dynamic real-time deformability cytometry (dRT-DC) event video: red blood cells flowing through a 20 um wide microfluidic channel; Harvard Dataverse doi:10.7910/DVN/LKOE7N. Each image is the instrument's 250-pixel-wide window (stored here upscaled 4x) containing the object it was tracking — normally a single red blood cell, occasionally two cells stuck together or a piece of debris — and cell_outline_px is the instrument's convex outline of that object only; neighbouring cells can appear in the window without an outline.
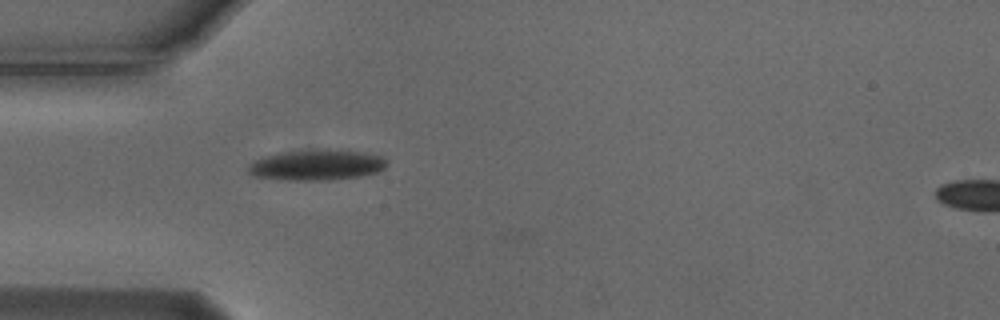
{"species": "Egyptian fruit bat (a non-hibernating species)", "species_latin": "Rousettus aegyptiacus", "temperature_condition": "cold", "stored_images_in_passage": 31, "camera_frame_rate_fps": 3000, "um_per_image_px": 0.085, "animal": {"sex": "male"}, "frame": {"image": 1, "passage_image": 1, "time_ms": 0.0, "image_size_px": [1000, 320], "cell_outline_px": [[388, 164], [384, 168], [376, 172], [360, 176], [332, 180], [276, 180], [252, 176], [248, 172], [248, 164], [264, 156], [280, 152], [328, 148], [364, 152], [384, 156], [388, 160]], "centroid_in_image_um": [26.92, 14.02], "position_along_channel_um": 58.1, "area_um2": 25.32}}
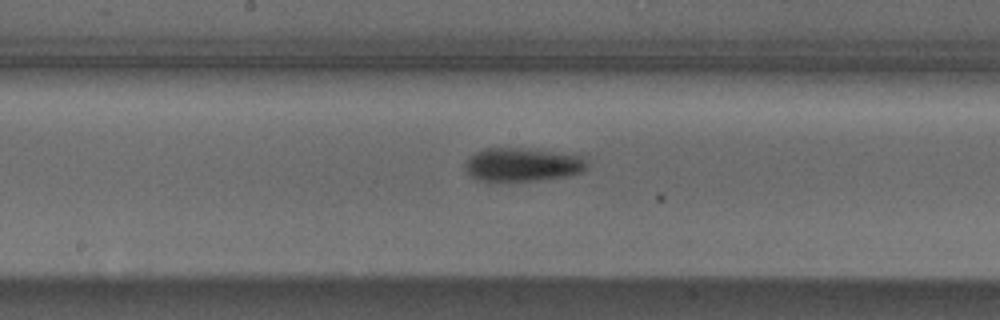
{"frame": {"image": 2, "passage_image": 13, "time_ms": 4.0, "image_size_px": [1000, 320], "cell_outline_px": [[588, 168], [580, 172], [568, 176], [536, 180], [492, 184], [488, 184], [476, 180], [468, 172], [464, 164], [476, 152], [484, 148], [524, 148], [584, 156], [588, 164]], "centroid_in_image_um": [44.38, 14.03], "position_along_channel_um": 203.8, "area_um2": 24.39}}
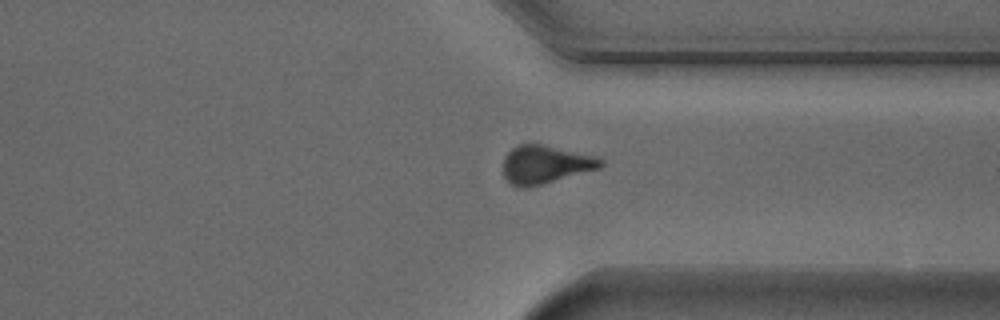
{"frame": {"image": 3, "passage_image": 26, "time_ms": 8.333, "image_size_px": [1000, 320], "cell_outline_px": [[604, 164], [600, 168], [544, 184], [524, 188], [520, 188], [512, 184], [504, 176], [504, 156], [512, 148], [520, 144], [540, 144], [596, 156], [604, 160]], "centroid_in_image_um": [46.36, 13.99], "position_along_channel_um": 365.0, "area_um2": 21.62}, "authors_computed_cell_mechanics": {"area_um2": 23.6402, "velocity_mm_per_s": 3.7372, "shape_relaxation_time_tau1_ms": 2.5361, "shape_relaxation_time_tau2_ms": null, "deformation_change_tau1": 0.114, "deformation_change_tau2": null}}